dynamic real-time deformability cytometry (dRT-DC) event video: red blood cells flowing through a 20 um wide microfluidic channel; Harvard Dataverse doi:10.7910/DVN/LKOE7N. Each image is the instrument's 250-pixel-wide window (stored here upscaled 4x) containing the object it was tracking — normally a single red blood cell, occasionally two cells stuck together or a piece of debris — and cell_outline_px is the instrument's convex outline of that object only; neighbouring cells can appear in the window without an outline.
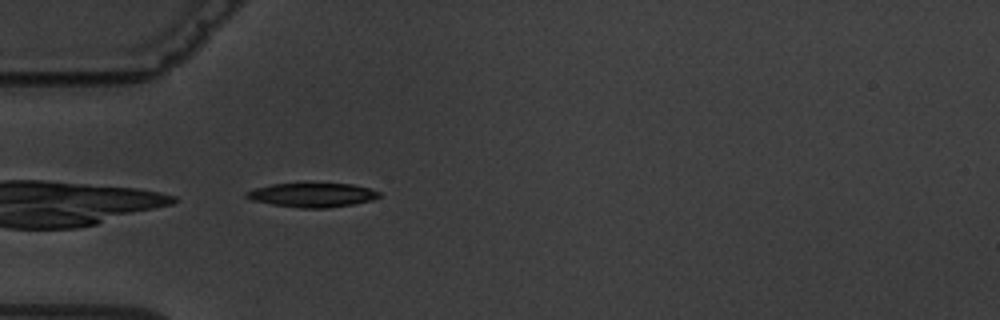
{"species": "common noctule bat (a hibernating species)", "species_latin": "Nyctalus noctula", "temperature_condition": "warm", "stored_images_in_passage": 5, "camera_frame_rate_fps": 3000, "um_per_image_px": 0.085, "animal": {"sex": "male", "body_mass_g": 19.5, "forearm_length_mm": 54.6}, "frame": {"image": 1, "passage_image": 5, "time_ms": 5.333, "image_size_px": [1000, 320], "cell_outline_px": [[380, 196], [372, 200], [352, 204], [328, 208], [300, 208], [272, 204], [252, 200], [244, 196], [244, 192], [256, 188], [272, 184], [300, 180], [304, 180], [352, 184], [368, 188], [380, 192]], "centroid_in_image_um": [26.51, 16.51], "position_along_channel_um": 58.5, "area_um2": 19.65}}